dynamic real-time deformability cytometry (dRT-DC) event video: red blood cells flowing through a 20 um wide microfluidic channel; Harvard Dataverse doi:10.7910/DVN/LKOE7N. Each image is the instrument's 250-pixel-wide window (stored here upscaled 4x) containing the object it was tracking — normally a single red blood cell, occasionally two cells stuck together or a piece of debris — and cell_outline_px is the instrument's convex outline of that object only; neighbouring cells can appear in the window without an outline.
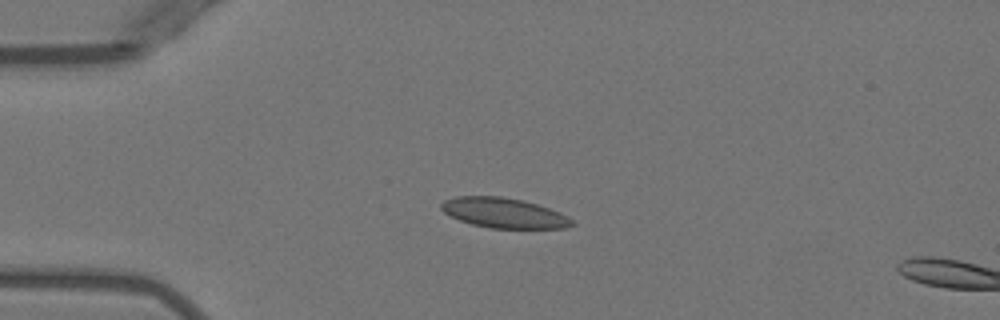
{"species": "Egyptian fruit bat (a non-hibernating species)", "species_latin": "Rousettus aegyptiacus", "temperature_condition": "warm", "stored_images_in_passage": 4, "camera_frame_rate_fps": 3000, "um_per_image_px": 0.085, "animal": {"sex": "female"}, "frame": {"image": 1, "passage_image": 4, "time_ms": 3.333, "image_size_px": [1000, 320], "cell_outline_px": [[576, 224], [568, 228], [488, 228], [472, 224], [448, 216], [440, 208], [440, 204], [444, 200], [456, 196], [500, 196], [524, 200], [560, 212], [568, 216]], "centroid_in_image_um": [42.82, 18.1], "position_along_channel_um": 42.2, "area_um2": 23.06}}